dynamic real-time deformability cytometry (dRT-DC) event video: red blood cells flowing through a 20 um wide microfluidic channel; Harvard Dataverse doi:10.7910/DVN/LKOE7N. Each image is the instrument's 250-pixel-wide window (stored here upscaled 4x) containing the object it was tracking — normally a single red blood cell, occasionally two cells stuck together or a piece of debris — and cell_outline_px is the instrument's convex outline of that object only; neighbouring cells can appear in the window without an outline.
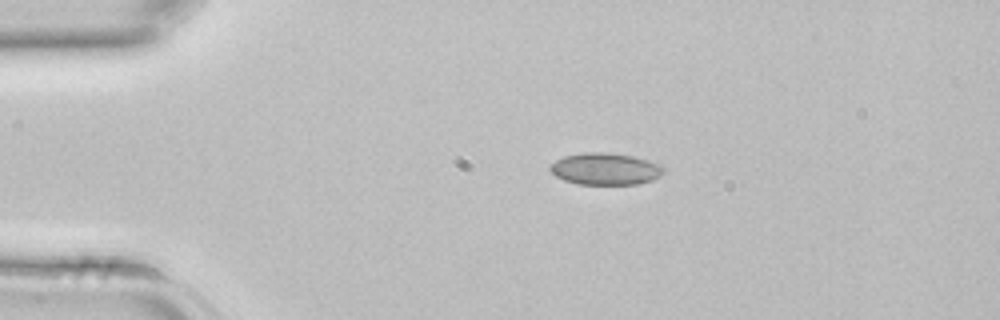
{"species": "common noctule bat (a hibernating species)", "species_latin": "Nyctalus noctula", "temperature_condition": "room temperature", "stored_images_in_passage": 35, "camera_frame_rate_fps": 3000, "um_per_image_px": 0.085, "animal": {"sex": "female", "body_mass_g": 22.7, "forearm_length_mm": 54.2}, "frame": {"image": 1, "passage_image": 1, "time_ms": 0.0, "image_size_px": [1000, 320], "cell_outline_px": [[664, 172], [660, 176], [652, 180], [636, 184], [576, 184], [564, 180], [556, 176], [548, 168], [556, 160], [564, 156], [584, 152], [604, 152], [632, 156], [648, 160], [660, 164], [664, 168]], "centroid_in_image_um": [51.45, 14.36], "position_along_channel_um": 33.5, "area_um2": 21.04}}
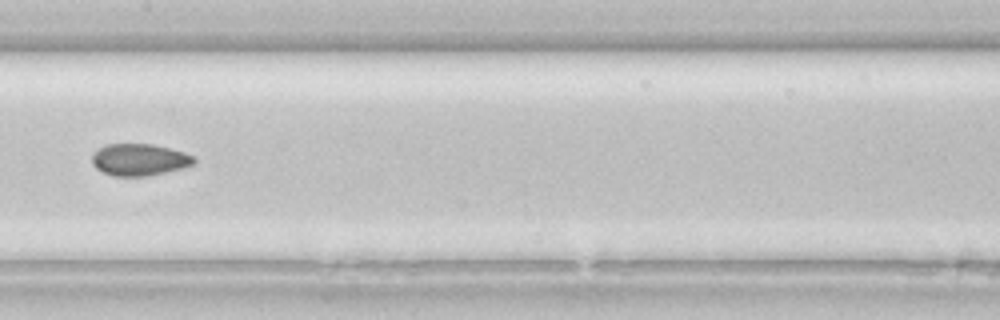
{"frame": {"image": 2, "passage_image": 14, "time_ms": 4.333, "image_size_px": [1000, 320], "cell_outline_px": [[196, 160], [192, 164], [180, 168], [148, 176], [112, 176], [96, 168], [92, 164], [92, 156], [104, 144], [152, 144], [184, 152], [192, 156]], "centroid_in_image_um": [11.81, 13.57], "position_along_channel_um": 195.6, "area_um2": 18.67}}
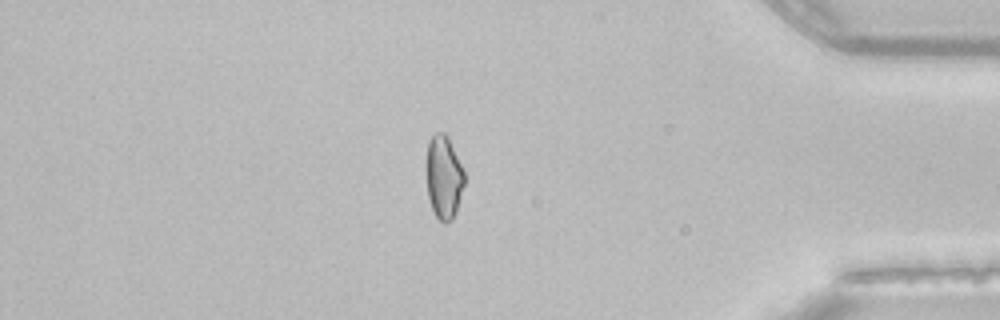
{"frame": {"image": 3, "passage_image": 29, "time_ms": 9.333, "image_size_px": [1000, 320], "cell_outline_px": [[464, 184], [456, 212], [452, 220], [444, 224], [436, 216], [432, 208], [428, 196], [424, 168], [428, 140], [436, 132], [444, 132], [448, 136], [464, 172]], "centroid_in_image_um": [37.68, 15.03], "position_along_channel_um": 397.5, "area_um2": 18.84}}